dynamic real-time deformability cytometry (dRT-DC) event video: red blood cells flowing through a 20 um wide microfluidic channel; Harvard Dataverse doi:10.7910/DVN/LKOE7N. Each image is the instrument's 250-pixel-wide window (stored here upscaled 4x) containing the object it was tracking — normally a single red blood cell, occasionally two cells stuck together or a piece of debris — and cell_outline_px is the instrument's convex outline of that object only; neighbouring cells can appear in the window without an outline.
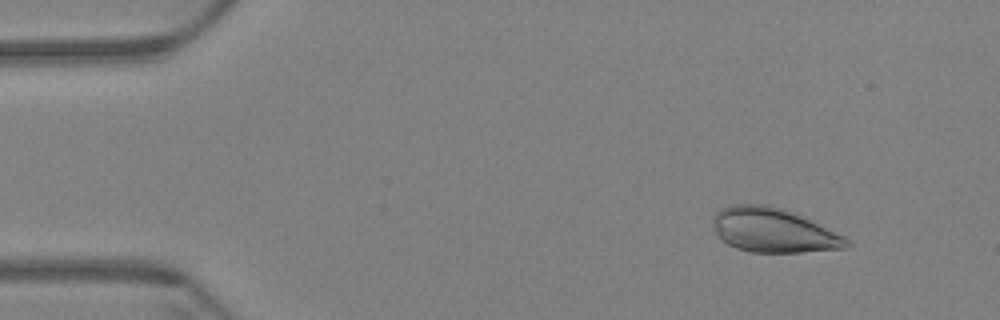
{"species": "Egyptian fruit bat (a non-hibernating species)", "species_latin": "Rousettus aegyptiacus", "temperature_condition": "warm", "stored_images_in_passage": 60, "camera_frame_rate_fps": 3000, "um_per_image_px": 0.085, "animal": {"sex": "female"}, "frame": {"image": 1, "passage_image": 7, "time_ms": 2.0, "image_size_px": [1000, 320], "cell_outline_px": [[852, 244], [848, 248], [800, 252], [752, 252], [736, 248], [720, 240], [712, 224], [712, 216], [720, 208], [732, 204], [764, 204], [784, 208], [844, 236]], "centroid_in_image_um": [65.7, 19.57], "position_along_channel_um": 19.3, "area_um2": 34.56}}
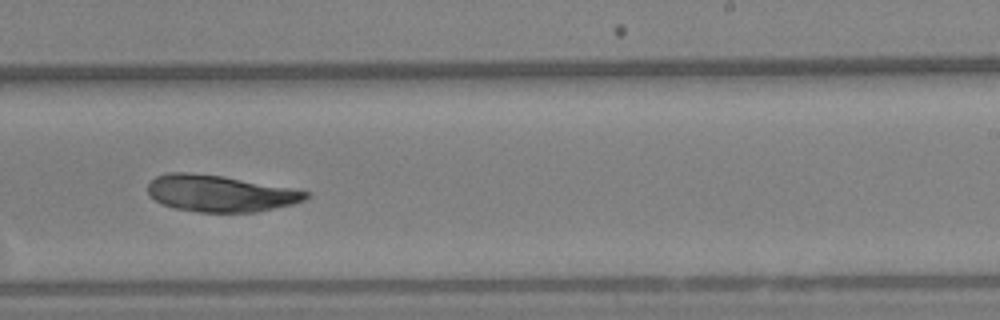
{"frame": {"image": 2, "passage_image": 38, "time_ms": 12.333, "image_size_px": [1000, 320], "cell_outline_px": [[308, 196], [304, 200], [292, 204], [256, 212], [200, 212], [172, 208], [160, 204], [148, 192], [148, 184], [156, 176], [168, 172], [188, 172], [224, 176], [288, 188], [308, 192]], "centroid_in_image_um": [18.64, 16.44], "position_along_channel_um": 270.4, "area_um2": 33.41}}
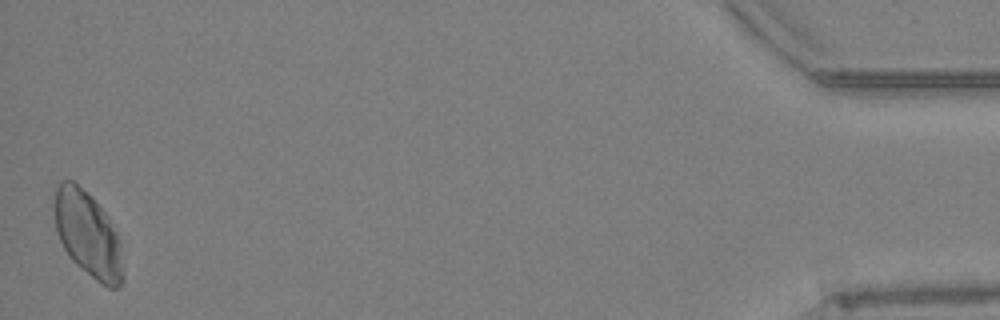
{"frame": {"image": 3, "passage_image": 60, "time_ms": 19.667, "image_size_px": [1000, 320], "cell_outline_px": [[124, 280], [120, 288], [108, 288], [100, 284], [76, 264], [68, 256], [56, 232], [52, 208], [52, 204], [56, 188], [60, 180], [72, 180], [88, 192], [92, 196], [104, 212], [120, 240], [124, 276]], "centroid_in_image_um": [7.45, 19.92], "position_along_channel_um": 427.8, "area_um2": 34.8}}